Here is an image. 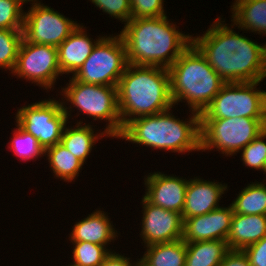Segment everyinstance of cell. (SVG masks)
Wrapping results in <instances>:
<instances>
[{"label":"cell","instance_id":"obj_9","mask_svg":"<svg viewBox=\"0 0 266 266\" xmlns=\"http://www.w3.org/2000/svg\"><path fill=\"white\" fill-rule=\"evenodd\" d=\"M127 62L122 36H104L72 78L86 84L117 86Z\"/></svg>","mask_w":266,"mask_h":266},{"label":"cell","instance_id":"obj_33","mask_svg":"<svg viewBox=\"0 0 266 266\" xmlns=\"http://www.w3.org/2000/svg\"><path fill=\"white\" fill-rule=\"evenodd\" d=\"M243 251L251 266H266V236Z\"/></svg>","mask_w":266,"mask_h":266},{"label":"cell","instance_id":"obj_8","mask_svg":"<svg viewBox=\"0 0 266 266\" xmlns=\"http://www.w3.org/2000/svg\"><path fill=\"white\" fill-rule=\"evenodd\" d=\"M260 82L225 83L200 119H266V92L257 89Z\"/></svg>","mask_w":266,"mask_h":266},{"label":"cell","instance_id":"obj_6","mask_svg":"<svg viewBox=\"0 0 266 266\" xmlns=\"http://www.w3.org/2000/svg\"><path fill=\"white\" fill-rule=\"evenodd\" d=\"M66 85L61 93L65 102H70L93 120H106L108 124L104 131L111 137L121 135L124 127L118 109L117 86L86 84L74 78H70Z\"/></svg>","mask_w":266,"mask_h":266},{"label":"cell","instance_id":"obj_28","mask_svg":"<svg viewBox=\"0 0 266 266\" xmlns=\"http://www.w3.org/2000/svg\"><path fill=\"white\" fill-rule=\"evenodd\" d=\"M73 263L68 266H99L112 252L106 246L90 242H72Z\"/></svg>","mask_w":266,"mask_h":266},{"label":"cell","instance_id":"obj_24","mask_svg":"<svg viewBox=\"0 0 266 266\" xmlns=\"http://www.w3.org/2000/svg\"><path fill=\"white\" fill-rule=\"evenodd\" d=\"M46 155L53 175L67 182L76 179L84 165L60 142L46 148L44 156Z\"/></svg>","mask_w":266,"mask_h":266},{"label":"cell","instance_id":"obj_20","mask_svg":"<svg viewBox=\"0 0 266 266\" xmlns=\"http://www.w3.org/2000/svg\"><path fill=\"white\" fill-rule=\"evenodd\" d=\"M231 7L233 28L266 35V0H235Z\"/></svg>","mask_w":266,"mask_h":266},{"label":"cell","instance_id":"obj_12","mask_svg":"<svg viewBox=\"0 0 266 266\" xmlns=\"http://www.w3.org/2000/svg\"><path fill=\"white\" fill-rule=\"evenodd\" d=\"M31 4L24 13L23 38L27 42L58 47L79 25L40 1Z\"/></svg>","mask_w":266,"mask_h":266},{"label":"cell","instance_id":"obj_13","mask_svg":"<svg viewBox=\"0 0 266 266\" xmlns=\"http://www.w3.org/2000/svg\"><path fill=\"white\" fill-rule=\"evenodd\" d=\"M142 203L143 218L140 236L144 246L182 239L184 220L181 213L155 206L144 196Z\"/></svg>","mask_w":266,"mask_h":266},{"label":"cell","instance_id":"obj_22","mask_svg":"<svg viewBox=\"0 0 266 266\" xmlns=\"http://www.w3.org/2000/svg\"><path fill=\"white\" fill-rule=\"evenodd\" d=\"M186 247L185 266H219L230 250L223 240L196 241Z\"/></svg>","mask_w":266,"mask_h":266},{"label":"cell","instance_id":"obj_16","mask_svg":"<svg viewBox=\"0 0 266 266\" xmlns=\"http://www.w3.org/2000/svg\"><path fill=\"white\" fill-rule=\"evenodd\" d=\"M226 190L228 189L225 183L201 180L198 177L189 179L182 218L204 215L220 208L218 202Z\"/></svg>","mask_w":266,"mask_h":266},{"label":"cell","instance_id":"obj_36","mask_svg":"<svg viewBox=\"0 0 266 266\" xmlns=\"http://www.w3.org/2000/svg\"><path fill=\"white\" fill-rule=\"evenodd\" d=\"M21 4H25V3H28V2H33V3H35V2H39L38 0H18Z\"/></svg>","mask_w":266,"mask_h":266},{"label":"cell","instance_id":"obj_25","mask_svg":"<svg viewBox=\"0 0 266 266\" xmlns=\"http://www.w3.org/2000/svg\"><path fill=\"white\" fill-rule=\"evenodd\" d=\"M235 214L266 215V184L252 182L231 203Z\"/></svg>","mask_w":266,"mask_h":266},{"label":"cell","instance_id":"obj_11","mask_svg":"<svg viewBox=\"0 0 266 266\" xmlns=\"http://www.w3.org/2000/svg\"><path fill=\"white\" fill-rule=\"evenodd\" d=\"M12 74L51 90L57 77L62 75L58 63V48L34 44L23 38Z\"/></svg>","mask_w":266,"mask_h":266},{"label":"cell","instance_id":"obj_4","mask_svg":"<svg viewBox=\"0 0 266 266\" xmlns=\"http://www.w3.org/2000/svg\"><path fill=\"white\" fill-rule=\"evenodd\" d=\"M171 108L129 121L119 139L177 153L200 151V114L190 111L188 121L175 118Z\"/></svg>","mask_w":266,"mask_h":266},{"label":"cell","instance_id":"obj_1","mask_svg":"<svg viewBox=\"0 0 266 266\" xmlns=\"http://www.w3.org/2000/svg\"><path fill=\"white\" fill-rule=\"evenodd\" d=\"M216 18L192 43L205 56L209 65L226 82H256L266 77V43L258 44L236 33Z\"/></svg>","mask_w":266,"mask_h":266},{"label":"cell","instance_id":"obj_15","mask_svg":"<svg viewBox=\"0 0 266 266\" xmlns=\"http://www.w3.org/2000/svg\"><path fill=\"white\" fill-rule=\"evenodd\" d=\"M149 174L144 177V197L155 206L182 214L189 180L158 171Z\"/></svg>","mask_w":266,"mask_h":266},{"label":"cell","instance_id":"obj_26","mask_svg":"<svg viewBox=\"0 0 266 266\" xmlns=\"http://www.w3.org/2000/svg\"><path fill=\"white\" fill-rule=\"evenodd\" d=\"M15 125L17 128L13 130V139L8 144L10 145L8 148L13 149L12 152L23 161L44 156L45 150L39 144L38 139L23 130L18 124Z\"/></svg>","mask_w":266,"mask_h":266},{"label":"cell","instance_id":"obj_29","mask_svg":"<svg viewBox=\"0 0 266 266\" xmlns=\"http://www.w3.org/2000/svg\"><path fill=\"white\" fill-rule=\"evenodd\" d=\"M264 138H266V129L241 150V161L245 166L263 170V174H266V142Z\"/></svg>","mask_w":266,"mask_h":266},{"label":"cell","instance_id":"obj_18","mask_svg":"<svg viewBox=\"0 0 266 266\" xmlns=\"http://www.w3.org/2000/svg\"><path fill=\"white\" fill-rule=\"evenodd\" d=\"M113 226L108 213L95 210L83 220L76 222L70 233L69 240L71 242H90L107 246L111 240L114 241L116 237L118 238V233Z\"/></svg>","mask_w":266,"mask_h":266},{"label":"cell","instance_id":"obj_2","mask_svg":"<svg viewBox=\"0 0 266 266\" xmlns=\"http://www.w3.org/2000/svg\"><path fill=\"white\" fill-rule=\"evenodd\" d=\"M168 17L129 20L120 35L128 64L169 68L192 44V35L184 34Z\"/></svg>","mask_w":266,"mask_h":266},{"label":"cell","instance_id":"obj_32","mask_svg":"<svg viewBox=\"0 0 266 266\" xmlns=\"http://www.w3.org/2000/svg\"><path fill=\"white\" fill-rule=\"evenodd\" d=\"M104 13L109 14L112 18L125 22L131 20V3L130 0H90Z\"/></svg>","mask_w":266,"mask_h":266},{"label":"cell","instance_id":"obj_34","mask_svg":"<svg viewBox=\"0 0 266 266\" xmlns=\"http://www.w3.org/2000/svg\"><path fill=\"white\" fill-rule=\"evenodd\" d=\"M219 266H251L243 250H229Z\"/></svg>","mask_w":266,"mask_h":266},{"label":"cell","instance_id":"obj_19","mask_svg":"<svg viewBox=\"0 0 266 266\" xmlns=\"http://www.w3.org/2000/svg\"><path fill=\"white\" fill-rule=\"evenodd\" d=\"M266 236V215L233 214L227 244L231 250H243Z\"/></svg>","mask_w":266,"mask_h":266},{"label":"cell","instance_id":"obj_5","mask_svg":"<svg viewBox=\"0 0 266 266\" xmlns=\"http://www.w3.org/2000/svg\"><path fill=\"white\" fill-rule=\"evenodd\" d=\"M174 105L186 101L190 111L202 114L226 83L192 43L168 68Z\"/></svg>","mask_w":266,"mask_h":266},{"label":"cell","instance_id":"obj_37","mask_svg":"<svg viewBox=\"0 0 266 266\" xmlns=\"http://www.w3.org/2000/svg\"><path fill=\"white\" fill-rule=\"evenodd\" d=\"M137 266H147L141 259H138Z\"/></svg>","mask_w":266,"mask_h":266},{"label":"cell","instance_id":"obj_23","mask_svg":"<svg viewBox=\"0 0 266 266\" xmlns=\"http://www.w3.org/2000/svg\"><path fill=\"white\" fill-rule=\"evenodd\" d=\"M141 260L147 266H185L186 242L182 239L146 247Z\"/></svg>","mask_w":266,"mask_h":266},{"label":"cell","instance_id":"obj_17","mask_svg":"<svg viewBox=\"0 0 266 266\" xmlns=\"http://www.w3.org/2000/svg\"><path fill=\"white\" fill-rule=\"evenodd\" d=\"M83 27L79 24L57 47L58 63L62 74L72 73L73 76L90 56L95 45L104 37H98L93 42Z\"/></svg>","mask_w":266,"mask_h":266},{"label":"cell","instance_id":"obj_3","mask_svg":"<svg viewBox=\"0 0 266 266\" xmlns=\"http://www.w3.org/2000/svg\"><path fill=\"white\" fill-rule=\"evenodd\" d=\"M123 127L132 119L174 107L167 68L128 64L117 85Z\"/></svg>","mask_w":266,"mask_h":266},{"label":"cell","instance_id":"obj_27","mask_svg":"<svg viewBox=\"0 0 266 266\" xmlns=\"http://www.w3.org/2000/svg\"><path fill=\"white\" fill-rule=\"evenodd\" d=\"M22 40L23 30L0 29L1 69L13 72Z\"/></svg>","mask_w":266,"mask_h":266},{"label":"cell","instance_id":"obj_35","mask_svg":"<svg viewBox=\"0 0 266 266\" xmlns=\"http://www.w3.org/2000/svg\"><path fill=\"white\" fill-rule=\"evenodd\" d=\"M137 263L138 260L132 264L130 258L112 251L99 266H137Z\"/></svg>","mask_w":266,"mask_h":266},{"label":"cell","instance_id":"obj_7","mask_svg":"<svg viewBox=\"0 0 266 266\" xmlns=\"http://www.w3.org/2000/svg\"><path fill=\"white\" fill-rule=\"evenodd\" d=\"M266 129V119H200V150L216 148L226 156L241 151Z\"/></svg>","mask_w":266,"mask_h":266},{"label":"cell","instance_id":"obj_21","mask_svg":"<svg viewBox=\"0 0 266 266\" xmlns=\"http://www.w3.org/2000/svg\"><path fill=\"white\" fill-rule=\"evenodd\" d=\"M76 124L74 128L65 125L60 143L84 164L94 147L93 145L98 141L97 139L102 138V136L108 138L110 135L105 131L94 134L92 125L83 124L81 121Z\"/></svg>","mask_w":266,"mask_h":266},{"label":"cell","instance_id":"obj_10","mask_svg":"<svg viewBox=\"0 0 266 266\" xmlns=\"http://www.w3.org/2000/svg\"><path fill=\"white\" fill-rule=\"evenodd\" d=\"M65 104L62 98V101L44 99L22 106L17 110L15 120L23 130L37 138L45 150L61 141L63 129L69 123L71 105Z\"/></svg>","mask_w":266,"mask_h":266},{"label":"cell","instance_id":"obj_31","mask_svg":"<svg viewBox=\"0 0 266 266\" xmlns=\"http://www.w3.org/2000/svg\"><path fill=\"white\" fill-rule=\"evenodd\" d=\"M131 19L166 16L164 0H130Z\"/></svg>","mask_w":266,"mask_h":266},{"label":"cell","instance_id":"obj_14","mask_svg":"<svg viewBox=\"0 0 266 266\" xmlns=\"http://www.w3.org/2000/svg\"><path fill=\"white\" fill-rule=\"evenodd\" d=\"M234 214L232 205L220 207L211 212L185 218L182 240L186 243L208 240L227 241Z\"/></svg>","mask_w":266,"mask_h":266},{"label":"cell","instance_id":"obj_30","mask_svg":"<svg viewBox=\"0 0 266 266\" xmlns=\"http://www.w3.org/2000/svg\"><path fill=\"white\" fill-rule=\"evenodd\" d=\"M22 6L18 0H0V29L23 30Z\"/></svg>","mask_w":266,"mask_h":266}]
</instances>
